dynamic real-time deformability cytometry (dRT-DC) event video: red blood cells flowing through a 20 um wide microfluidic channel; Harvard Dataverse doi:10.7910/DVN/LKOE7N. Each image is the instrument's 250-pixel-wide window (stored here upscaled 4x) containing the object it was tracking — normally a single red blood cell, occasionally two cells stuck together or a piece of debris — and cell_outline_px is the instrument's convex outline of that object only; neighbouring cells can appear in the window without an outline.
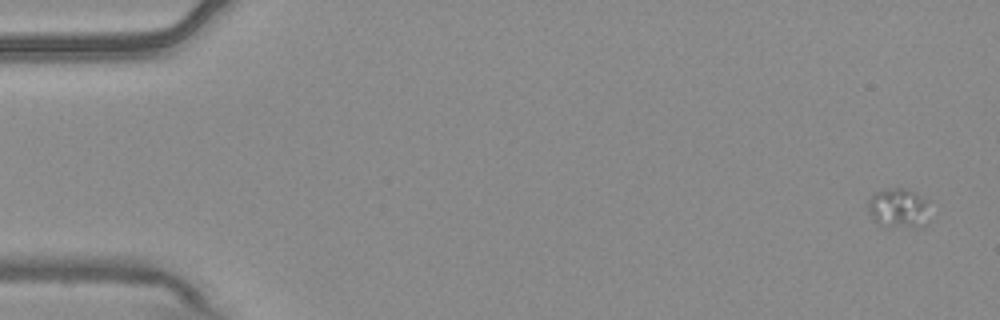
{"species": "common noctule bat (a hibernating species)", "species_latin": "Nyctalus noctula", "temperature_condition": "warm", "stored_images_in_passage": 3, "camera_frame_rate_fps": 3000, "um_per_image_px": 0.085, "animal": {"sex": "male", "body_mass_g": 20.4}, "frame": {"image": 1, "passage_image": 1, "time_ms": 0.0, "image_size_px": [1000, 320], "cell_outline_px": [[928, 200], [920, 228], [880, 224], [872, 220], [868, 208], [868, 200], [876, 192], [892, 188], [904, 188]], "centroid_in_image_um": [76.29, 17.67], "position_along_channel_um": 8.7, "area_um2": 13.47}}